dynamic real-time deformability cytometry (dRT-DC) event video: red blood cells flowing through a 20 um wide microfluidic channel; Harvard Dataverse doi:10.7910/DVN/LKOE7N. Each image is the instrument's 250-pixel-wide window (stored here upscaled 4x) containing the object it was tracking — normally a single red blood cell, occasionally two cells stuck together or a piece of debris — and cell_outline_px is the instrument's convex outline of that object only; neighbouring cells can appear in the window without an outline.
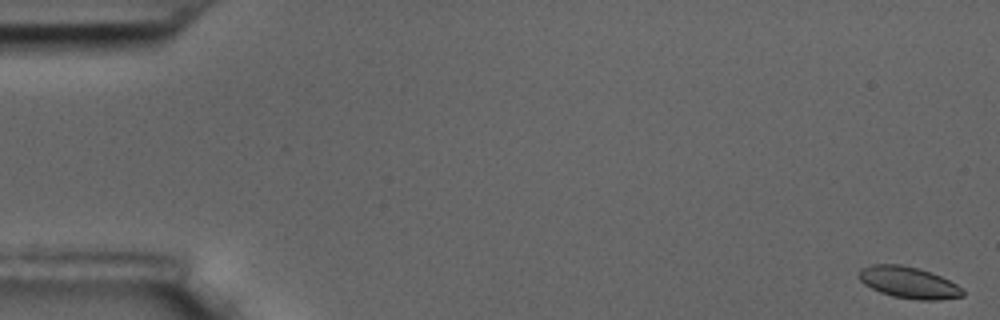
{"species": "common noctule bat (a hibernating species)", "species_latin": "Nyctalus noctula", "temperature_condition": "room temperature", "stored_images_in_passage": 59, "camera_frame_rate_fps": 3000, "um_per_image_px": 0.085, "animal": {"sex": "male", "body_mass_g": 17.5, "forearm_length_mm": 52.3}, "frame": {"image": 1, "passage_image": 1, "time_ms": 0.0, "image_size_px": [1000, 320], "cell_outline_px": [[964, 296], [940, 300], [920, 300], [892, 296], [880, 292], [864, 284], [860, 280], [856, 272], [860, 268], [872, 264], [900, 264], [932, 272], [964, 288]], "centroid_in_image_um": [77.22, 24.01], "position_along_channel_um": 7.8, "area_um2": 19.25}}
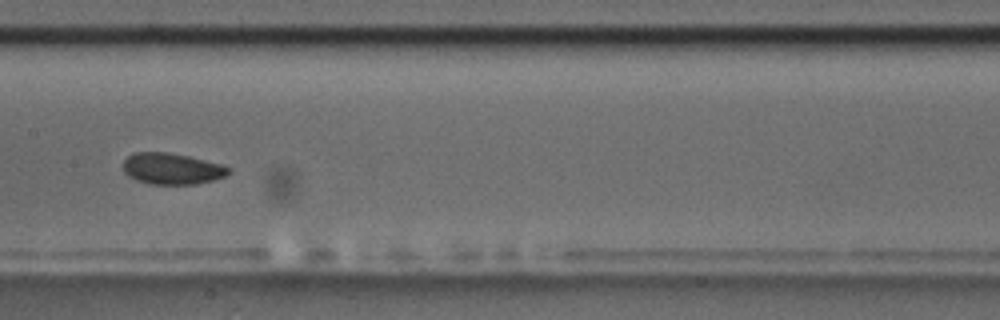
{"frame": {"image": 2, "passage_image": 30, "time_ms": 9.667, "image_size_px": [1000, 320], "cell_outline_px": [[232, 172], [224, 176], [212, 180], [196, 184], [148, 184], [136, 180], [128, 176], [124, 172], [124, 160], [132, 152], [168, 152], [188, 156], [220, 164], [232, 168]], "centroid_in_image_um": [14.6, 14.34], "position_along_channel_um": 192.8, "area_um2": 19.25}}
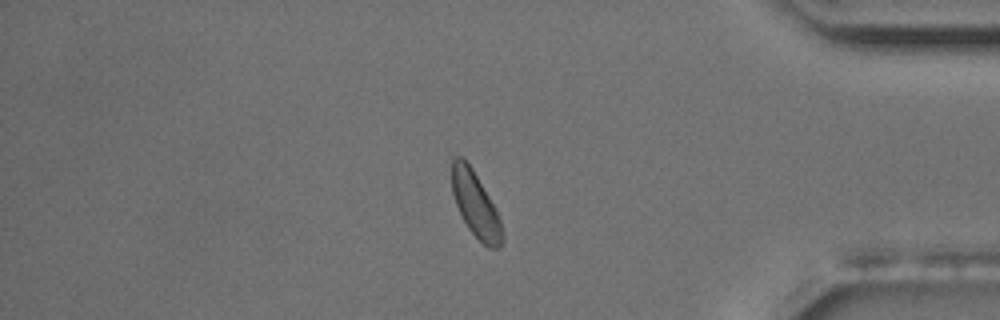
{"frame": {"image": 3, "passage_image": 50, "time_ms": 16.333, "image_size_px": [1000, 320], "cell_outline_px": [[504, 240], [500, 248], [488, 248], [468, 228], [456, 204], [452, 192], [452, 160], [456, 156], [464, 156], [472, 168], [488, 196], [500, 220], [504, 236]], "centroid_in_image_um": [40.42, 17.39], "position_along_channel_um": 394.8, "area_um2": 18.79}, "authors_computed_cell_mechanics": {"area_um2": 19.1896, "velocity_mm_per_s": 3.4544, "shape_relaxation_time_tau1_ms": 2.3821, "shape_relaxation_time_tau2_ms": null, "deformation_change_tau1": 0.055, "deformation_change_tau2": null}}